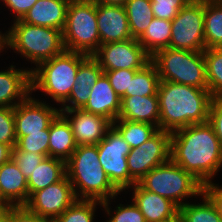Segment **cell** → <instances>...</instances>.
Returning <instances> with one entry per match:
<instances>
[{"mask_svg": "<svg viewBox=\"0 0 222 222\" xmlns=\"http://www.w3.org/2000/svg\"><path fill=\"white\" fill-rule=\"evenodd\" d=\"M170 159L203 185L222 167V145L212 125L192 124L171 133Z\"/></svg>", "mask_w": 222, "mask_h": 222, "instance_id": "6da1fadb", "label": "cell"}, {"mask_svg": "<svg viewBox=\"0 0 222 222\" xmlns=\"http://www.w3.org/2000/svg\"><path fill=\"white\" fill-rule=\"evenodd\" d=\"M159 130L174 132L197 123H205L209 118L213 99L208 89L170 81H160Z\"/></svg>", "mask_w": 222, "mask_h": 222, "instance_id": "7a4b0ae2", "label": "cell"}, {"mask_svg": "<svg viewBox=\"0 0 222 222\" xmlns=\"http://www.w3.org/2000/svg\"><path fill=\"white\" fill-rule=\"evenodd\" d=\"M66 176L78 200L103 202L120 194L100 165L97 145L77 146L66 161Z\"/></svg>", "mask_w": 222, "mask_h": 222, "instance_id": "3957f363", "label": "cell"}, {"mask_svg": "<svg viewBox=\"0 0 222 222\" xmlns=\"http://www.w3.org/2000/svg\"><path fill=\"white\" fill-rule=\"evenodd\" d=\"M6 33L2 34L3 50L7 47L15 50L36 67L66 50L62 30L59 29L32 25L18 19Z\"/></svg>", "mask_w": 222, "mask_h": 222, "instance_id": "277c9868", "label": "cell"}, {"mask_svg": "<svg viewBox=\"0 0 222 222\" xmlns=\"http://www.w3.org/2000/svg\"><path fill=\"white\" fill-rule=\"evenodd\" d=\"M88 55L65 50L62 54L31 68V91L41 90L63 104L76 83L80 63Z\"/></svg>", "mask_w": 222, "mask_h": 222, "instance_id": "5b68a950", "label": "cell"}, {"mask_svg": "<svg viewBox=\"0 0 222 222\" xmlns=\"http://www.w3.org/2000/svg\"><path fill=\"white\" fill-rule=\"evenodd\" d=\"M151 62L156 66L160 81H170L208 89L204 51L165 48L157 51Z\"/></svg>", "mask_w": 222, "mask_h": 222, "instance_id": "8992f818", "label": "cell"}, {"mask_svg": "<svg viewBox=\"0 0 222 222\" xmlns=\"http://www.w3.org/2000/svg\"><path fill=\"white\" fill-rule=\"evenodd\" d=\"M62 34L67 51L93 55L101 45L97 5L91 0H71Z\"/></svg>", "mask_w": 222, "mask_h": 222, "instance_id": "52a82bcc", "label": "cell"}, {"mask_svg": "<svg viewBox=\"0 0 222 222\" xmlns=\"http://www.w3.org/2000/svg\"><path fill=\"white\" fill-rule=\"evenodd\" d=\"M138 184L149 192L171 200L178 207L186 203L183 200L203 194V184L171 159L149 171Z\"/></svg>", "mask_w": 222, "mask_h": 222, "instance_id": "ba28073f", "label": "cell"}, {"mask_svg": "<svg viewBox=\"0 0 222 222\" xmlns=\"http://www.w3.org/2000/svg\"><path fill=\"white\" fill-rule=\"evenodd\" d=\"M169 47L193 52L206 49L204 0H191L173 18Z\"/></svg>", "mask_w": 222, "mask_h": 222, "instance_id": "9c48e42d", "label": "cell"}, {"mask_svg": "<svg viewBox=\"0 0 222 222\" xmlns=\"http://www.w3.org/2000/svg\"><path fill=\"white\" fill-rule=\"evenodd\" d=\"M99 162L112 185L122 192L136 182L129 176L127 155L131 147L112 126L104 139L97 144Z\"/></svg>", "mask_w": 222, "mask_h": 222, "instance_id": "30bf717a", "label": "cell"}, {"mask_svg": "<svg viewBox=\"0 0 222 222\" xmlns=\"http://www.w3.org/2000/svg\"><path fill=\"white\" fill-rule=\"evenodd\" d=\"M171 133L159 130L127 155L129 176L138 183L149 171L170 160Z\"/></svg>", "mask_w": 222, "mask_h": 222, "instance_id": "8fae6325", "label": "cell"}, {"mask_svg": "<svg viewBox=\"0 0 222 222\" xmlns=\"http://www.w3.org/2000/svg\"><path fill=\"white\" fill-rule=\"evenodd\" d=\"M92 56L103 71L142 69L151 62V56L134 38L100 45Z\"/></svg>", "mask_w": 222, "mask_h": 222, "instance_id": "7c38bea8", "label": "cell"}, {"mask_svg": "<svg viewBox=\"0 0 222 222\" xmlns=\"http://www.w3.org/2000/svg\"><path fill=\"white\" fill-rule=\"evenodd\" d=\"M76 200L73 186L65 176L57 183L33 192L24 206L40 217L54 222Z\"/></svg>", "mask_w": 222, "mask_h": 222, "instance_id": "4fadbf2b", "label": "cell"}, {"mask_svg": "<svg viewBox=\"0 0 222 222\" xmlns=\"http://www.w3.org/2000/svg\"><path fill=\"white\" fill-rule=\"evenodd\" d=\"M59 113L60 109L29 95L14 107L16 139L46 130Z\"/></svg>", "mask_w": 222, "mask_h": 222, "instance_id": "5bb4252c", "label": "cell"}, {"mask_svg": "<svg viewBox=\"0 0 222 222\" xmlns=\"http://www.w3.org/2000/svg\"><path fill=\"white\" fill-rule=\"evenodd\" d=\"M60 114L70 124L77 146L97 145L112 127L109 119L82 109L60 110Z\"/></svg>", "mask_w": 222, "mask_h": 222, "instance_id": "9a60e30c", "label": "cell"}, {"mask_svg": "<svg viewBox=\"0 0 222 222\" xmlns=\"http://www.w3.org/2000/svg\"><path fill=\"white\" fill-rule=\"evenodd\" d=\"M97 28L101 45L133 38L124 6L97 5Z\"/></svg>", "mask_w": 222, "mask_h": 222, "instance_id": "2e32d148", "label": "cell"}, {"mask_svg": "<svg viewBox=\"0 0 222 222\" xmlns=\"http://www.w3.org/2000/svg\"><path fill=\"white\" fill-rule=\"evenodd\" d=\"M133 202L144 215L146 222H177L179 207L171 200L143 189L138 183L132 187Z\"/></svg>", "mask_w": 222, "mask_h": 222, "instance_id": "e0dca14e", "label": "cell"}, {"mask_svg": "<svg viewBox=\"0 0 222 222\" xmlns=\"http://www.w3.org/2000/svg\"><path fill=\"white\" fill-rule=\"evenodd\" d=\"M31 93V70L16 69L11 65L0 71V107L14 108Z\"/></svg>", "mask_w": 222, "mask_h": 222, "instance_id": "ac0fdd59", "label": "cell"}, {"mask_svg": "<svg viewBox=\"0 0 222 222\" xmlns=\"http://www.w3.org/2000/svg\"><path fill=\"white\" fill-rule=\"evenodd\" d=\"M89 97L82 110L104 116L112 123L117 120L121 109V99L104 73L100 75L92 86Z\"/></svg>", "mask_w": 222, "mask_h": 222, "instance_id": "d6986e66", "label": "cell"}, {"mask_svg": "<svg viewBox=\"0 0 222 222\" xmlns=\"http://www.w3.org/2000/svg\"><path fill=\"white\" fill-rule=\"evenodd\" d=\"M27 179L12 159L0 166V201L7 206H24L28 201Z\"/></svg>", "mask_w": 222, "mask_h": 222, "instance_id": "ffe728a7", "label": "cell"}, {"mask_svg": "<svg viewBox=\"0 0 222 222\" xmlns=\"http://www.w3.org/2000/svg\"><path fill=\"white\" fill-rule=\"evenodd\" d=\"M71 0H38L20 19L32 25L64 29L68 4Z\"/></svg>", "mask_w": 222, "mask_h": 222, "instance_id": "44dd1931", "label": "cell"}, {"mask_svg": "<svg viewBox=\"0 0 222 222\" xmlns=\"http://www.w3.org/2000/svg\"><path fill=\"white\" fill-rule=\"evenodd\" d=\"M158 94L150 96H127L121 99L117 120H130L153 124L159 128Z\"/></svg>", "mask_w": 222, "mask_h": 222, "instance_id": "7402d4cb", "label": "cell"}, {"mask_svg": "<svg viewBox=\"0 0 222 222\" xmlns=\"http://www.w3.org/2000/svg\"><path fill=\"white\" fill-rule=\"evenodd\" d=\"M49 157L67 161L77 145L68 121L59 113L49 125Z\"/></svg>", "mask_w": 222, "mask_h": 222, "instance_id": "603a6c76", "label": "cell"}, {"mask_svg": "<svg viewBox=\"0 0 222 222\" xmlns=\"http://www.w3.org/2000/svg\"><path fill=\"white\" fill-rule=\"evenodd\" d=\"M66 176V162L57 158L45 159L33 170L27 179L29 196L62 180Z\"/></svg>", "mask_w": 222, "mask_h": 222, "instance_id": "cb8c5ba5", "label": "cell"}, {"mask_svg": "<svg viewBox=\"0 0 222 222\" xmlns=\"http://www.w3.org/2000/svg\"><path fill=\"white\" fill-rule=\"evenodd\" d=\"M171 21L153 17L144 34L138 39L145 51L152 57L157 51L169 47Z\"/></svg>", "mask_w": 222, "mask_h": 222, "instance_id": "d4e9b609", "label": "cell"}, {"mask_svg": "<svg viewBox=\"0 0 222 222\" xmlns=\"http://www.w3.org/2000/svg\"><path fill=\"white\" fill-rule=\"evenodd\" d=\"M204 39L206 49L222 48V2L204 0Z\"/></svg>", "mask_w": 222, "mask_h": 222, "instance_id": "484cf974", "label": "cell"}, {"mask_svg": "<svg viewBox=\"0 0 222 222\" xmlns=\"http://www.w3.org/2000/svg\"><path fill=\"white\" fill-rule=\"evenodd\" d=\"M131 35L139 39L151 23L154 14L150 0H128L124 5Z\"/></svg>", "mask_w": 222, "mask_h": 222, "instance_id": "4316f807", "label": "cell"}, {"mask_svg": "<svg viewBox=\"0 0 222 222\" xmlns=\"http://www.w3.org/2000/svg\"><path fill=\"white\" fill-rule=\"evenodd\" d=\"M112 126L120 133L131 149L139 147L159 131V128L153 124L130 120H116Z\"/></svg>", "mask_w": 222, "mask_h": 222, "instance_id": "83f0119b", "label": "cell"}, {"mask_svg": "<svg viewBox=\"0 0 222 222\" xmlns=\"http://www.w3.org/2000/svg\"><path fill=\"white\" fill-rule=\"evenodd\" d=\"M202 203L190 204L185 203L179 207V222H222V218L219 215L215 205L211 200L203 193Z\"/></svg>", "mask_w": 222, "mask_h": 222, "instance_id": "f1b7e54d", "label": "cell"}, {"mask_svg": "<svg viewBox=\"0 0 222 222\" xmlns=\"http://www.w3.org/2000/svg\"><path fill=\"white\" fill-rule=\"evenodd\" d=\"M160 77L156 66L150 62L138 70L129 84V96H150L158 93Z\"/></svg>", "mask_w": 222, "mask_h": 222, "instance_id": "f546056e", "label": "cell"}, {"mask_svg": "<svg viewBox=\"0 0 222 222\" xmlns=\"http://www.w3.org/2000/svg\"><path fill=\"white\" fill-rule=\"evenodd\" d=\"M208 90L213 98H222V48L204 50Z\"/></svg>", "mask_w": 222, "mask_h": 222, "instance_id": "4dcf8cb0", "label": "cell"}, {"mask_svg": "<svg viewBox=\"0 0 222 222\" xmlns=\"http://www.w3.org/2000/svg\"><path fill=\"white\" fill-rule=\"evenodd\" d=\"M96 200H76L54 222H94Z\"/></svg>", "mask_w": 222, "mask_h": 222, "instance_id": "1f68e13d", "label": "cell"}, {"mask_svg": "<svg viewBox=\"0 0 222 222\" xmlns=\"http://www.w3.org/2000/svg\"><path fill=\"white\" fill-rule=\"evenodd\" d=\"M49 141L48 127L46 130H41V132L29 133V135L19 138L13 150L33 152L49 157Z\"/></svg>", "mask_w": 222, "mask_h": 222, "instance_id": "d6a6232c", "label": "cell"}, {"mask_svg": "<svg viewBox=\"0 0 222 222\" xmlns=\"http://www.w3.org/2000/svg\"><path fill=\"white\" fill-rule=\"evenodd\" d=\"M101 204L105 212L111 216L107 222H146L144 215L133 201L127 206L119 203V205L116 207V210L113 212L114 215L110 213V200L103 201Z\"/></svg>", "mask_w": 222, "mask_h": 222, "instance_id": "836d02e7", "label": "cell"}, {"mask_svg": "<svg viewBox=\"0 0 222 222\" xmlns=\"http://www.w3.org/2000/svg\"><path fill=\"white\" fill-rule=\"evenodd\" d=\"M102 73L103 70L98 61L92 55H88L79 65L76 83L92 87Z\"/></svg>", "mask_w": 222, "mask_h": 222, "instance_id": "e575fe53", "label": "cell"}, {"mask_svg": "<svg viewBox=\"0 0 222 222\" xmlns=\"http://www.w3.org/2000/svg\"><path fill=\"white\" fill-rule=\"evenodd\" d=\"M138 70L141 69H118L103 71V73L107 76L116 94L122 99L123 97L129 96L130 79L133 78Z\"/></svg>", "mask_w": 222, "mask_h": 222, "instance_id": "d590c367", "label": "cell"}, {"mask_svg": "<svg viewBox=\"0 0 222 222\" xmlns=\"http://www.w3.org/2000/svg\"><path fill=\"white\" fill-rule=\"evenodd\" d=\"M16 141L14 108L0 107V142L14 148Z\"/></svg>", "mask_w": 222, "mask_h": 222, "instance_id": "8d00e7d4", "label": "cell"}, {"mask_svg": "<svg viewBox=\"0 0 222 222\" xmlns=\"http://www.w3.org/2000/svg\"><path fill=\"white\" fill-rule=\"evenodd\" d=\"M155 18L172 21L191 0H150Z\"/></svg>", "mask_w": 222, "mask_h": 222, "instance_id": "74e56055", "label": "cell"}, {"mask_svg": "<svg viewBox=\"0 0 222 222\" xmlns=\"http://www.w3.org/2000/svg\"><path fill=\"white\" fill-rule=\"evenodd\" d=\"M11 159L19 167L25 178L28 179L33 170L45 159V156L33 152L12 150Z\"/></svg>", "mask_w": 222, "mask_h": 222, "instance_id": "f35d334b", "label": "cell"}, {"mask_svg": "<svg viewBox=\"0 0 222 222\" xmlns=\"http://www.w3.org/2000/svg\"><path fill=\"white\" fill-rule=\"evenodd\" d=\"M91 86L75 85L72 87L69 98L62 104L60 110L82 109L90 98ZM68 103V104H67ZM67 104V105H66ZM71 104V105H70Z\"/></svg>", "mask_w": 222, "mask_h": 222, "instance_id": "ab89813d", "label": "cell"}, {"mask_svg": "<svg viewBox=\"0 0 222 222\" xmlns=\"http://www.w3.org/2000/svg\"><path fill=\"white\" fill-rule=\"evenodd\" d=\"M208 122L222 145V98H213L210 104Z\"/></svg>", "mask_w": 222, "mask_h": 222, "instance_id": "60d3db41", "label": "cell"}, {"mask_svg": "<svg viewBox=\"0 0 222 222\" xmlns=\"http://www.w3.org/2000/svg\"><path fill=\"white\" fill-rule=\"evenodd\" d=\"M38 0H2L6 8L15 15L14 20L21 19Z\"/></svg>", "mask_w": 222, "mask_h": 222, "instance_id": "b9f144b4", "label": "cell"}, {"mask_svg": "<svg viewBox=\"0 0 222 222\" xmlns=\"http://www.w3.org/2000/svg\"><path fill=\"white\" fill-rule=\"evenodd\" d=\"M203 193L211 200L215 205L219 215L222 218V185L219 186L213 181H210L203 185Z\"/></svg>", "mask_w": 222, "mask_h": 222, "instance_id": "7bdbcfd3", "label": "cell"}, {"mask_svg": "<svg viewBox=\"0 0 222 222\" xmlns=\"http://www.w3.org/2000/svg\"><path fill=\"white\" fill-rule=\"evenodd\" d=\"M13 222H51L31 212L25 206H13Z\"/></svg>", "mask_w": 222, "mask_h": 222, "instance_id": "ee69618b", "label": "cell"}, {"mask_svg": "<svg viewBox=\"0 0 222 222\" xmlns=\"http://www.w3.org/2000/svg\"><path fill=\"white\" fill-rule=\"evenodd\" d=\"M12 150L10 145L0 142V166L11 160Z\"/></svg>", "mask_w": 222, "mask_h": 222, "instance_id": "f6af8a7d", "label": "cell"}, {"mask_svg": "<svg viewBox=\"0 0 222 222\" xmlns=\"http://www.w3.org/2000/svg\"><path fill=\"white\" fill-rule=\"evenodd\" d=\"M0 222H13V206L5 207V210L0 214Z\"/></svg>", "mask_w": 222, "mask_h": 222, "instance_id": "bcb514c9", "label": "cell"}, {"mask_svg": "<svg viewBox=\"0 0 222 222\" xmlns=\"http://www.w3.org/2000/svg\"><path fill=\"white\" fill-rule=\"evenodd\" d=\"M91 1L96 5L106 4V5L124 6L128 0H91Z\"/></svg>", "mask_w": 222, "mask_h": 222, "instance_id": "7dc6e473", "label": "cell"}, {"mask_svg": "<svg viewBox=\"0 0 222 222\" xmlns=\"http://www.w3.org/2000/svg\"><path fill=\"white\" fill-rule=\"evenodd\" d=\"M5 205L0 201V214L5 210Z\"/></svg>", "mask_w": 222, "mask_h": 222, "instance_id": "c3c4849f", "label": "cell"}, {"mask_svg": "<svg viewBox=\"0 0 222 222\" xmlns=\"http://www.w3.org/2000/svg\"><path fill=\"white\" fill-rule=\"evenodd\" d=\"M3 50L2 42H0V52Z\"/></svg>", "mask_w": 222, "mask_h": 222, "instance_id": "681fc988", "label": "cell"}, {"mask_svg": "<svg viewBox=\"0 0 222 222\" xmlns=\"http://www.w3.org/2000/svg\"><path fill=\"white\" fill-rule=\"evenodd\" d=\"M0 42H2V33L0 32Z\"/></svg>", "mask_w": 222, "mask_h": 222, "instance_id": "f907efd6", "label": "cell"}, {"mask_svg": "<svg viewBox=\"0 0 222 222\" xmlns=\"http://www.w3.org/2000/svg\"><path fill=\"white\" fill-rule=\"evenodd\" d=\"M211 1H215V2H222V0H211Z\"/></svg>", "mask_w": 222, "mask_h": 222, "instance_id": "816d5d0a", "label": "cell"}]
</instances>
